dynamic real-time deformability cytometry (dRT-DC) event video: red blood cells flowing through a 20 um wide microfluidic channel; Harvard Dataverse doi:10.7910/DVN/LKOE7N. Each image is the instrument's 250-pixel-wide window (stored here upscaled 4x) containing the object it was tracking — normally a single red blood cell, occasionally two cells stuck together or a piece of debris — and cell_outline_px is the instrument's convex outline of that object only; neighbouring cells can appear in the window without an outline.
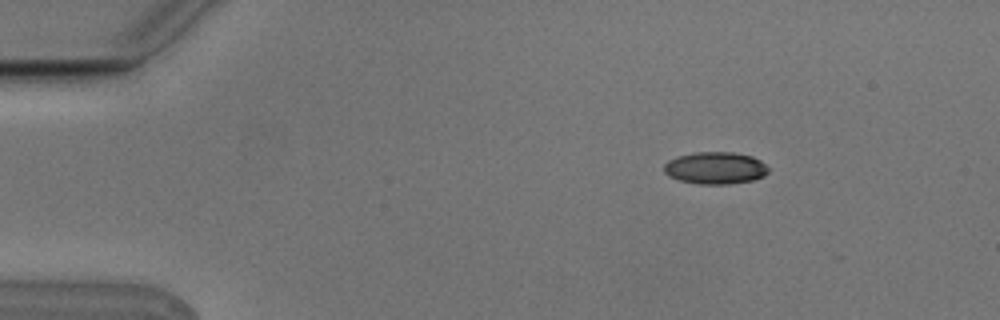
{"species": "Egyptian fruit bat (a non-hibernating species)", "species_latin": "Rousettus aegyptiacus", "temperature_condition": "cold", "stored_images_in_passage": 4, "camera_frame_rate_fps": 3000, "um_per_image_px": 0.085, "animal": {"sex": "male"}, "frame": {"image": 1, "passage_image": 2, "time_ms": 0.333, "image_size_px": [1000, 320], "cell_outline_px": [[768, 172], [764, 176], [752, 180], [728, 184], [700, 184], [680, 180], [668, 176], [664, 172], [664, 164], [668, 160], [676, 156], [696, 152], [732, 152], [752, 156], [760, 160], [768, 168]], "centroid_in_image_um": [60.78, 14.27], "position_along_channel_um": 24.2, "area_um2": 19.54}}